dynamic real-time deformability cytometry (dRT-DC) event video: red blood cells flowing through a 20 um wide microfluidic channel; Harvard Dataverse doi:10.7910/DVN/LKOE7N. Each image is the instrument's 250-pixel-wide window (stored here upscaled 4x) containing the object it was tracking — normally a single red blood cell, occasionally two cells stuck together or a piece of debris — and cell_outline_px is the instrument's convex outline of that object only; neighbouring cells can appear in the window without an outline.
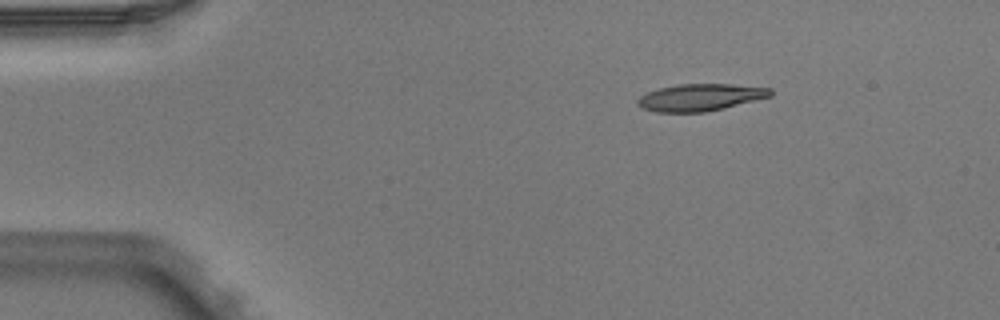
{"species": "Egyptian fruit bat (a non-hibernating species)", "species_latin": "Rousettus aegyptiacus", "temperature_condition": "warm", "stored_images_in_passage": 3, "camera_frame_rate_fps": 3000, "um_per_image_px": 0.085, "animal": {"sex": "male"}, "frame": {"image": 1, "passage_image": 1, "time_ms": 0.0, "image_size_px": [1000, 320], "cell_outline_px": [[772, 96], [724, 108], [704, 112], [656, 112], [640, 108], [636, 104], [636, 100], [640, 96], [648, 92], [660, 88], [676, 84], [732, 84], [772, 88]], "centroid_in_image_um": [59.51, 8.27], "position_along_channel_um": 25.5, "area_um2": 21.04}}